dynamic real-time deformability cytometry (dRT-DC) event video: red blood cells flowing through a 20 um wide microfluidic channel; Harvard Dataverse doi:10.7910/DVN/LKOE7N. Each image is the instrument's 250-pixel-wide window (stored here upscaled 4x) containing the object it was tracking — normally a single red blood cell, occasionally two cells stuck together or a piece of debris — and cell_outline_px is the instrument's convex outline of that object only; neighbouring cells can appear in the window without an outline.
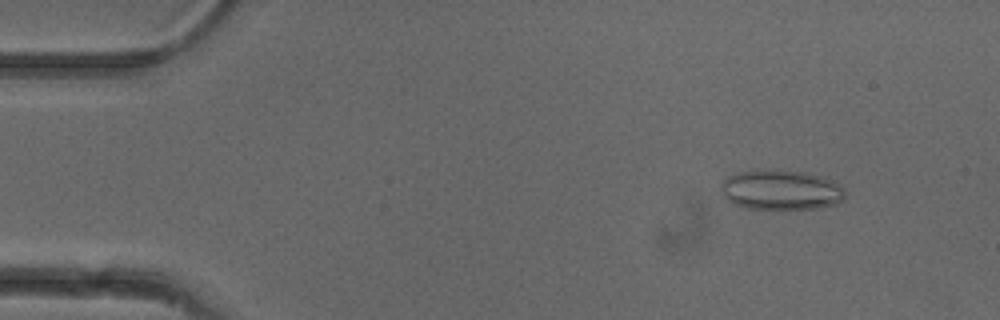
{"species": "common noctule bat (a hibernating species)", "species_latin": "Nyctalus noctula", "temperature_condition": "cold", "stored_images_in_passage": 52, "camera_frame_rate_fps": 3000, "um_per_image_px": 0.085, "animal": {"sex": "female"}, "frame": {"image": 1, "passage_image": 6, "time_ms": 1.667, "image_size_px": [1000, 320], "cell_outline_px": [[844, 200], [836, 204], [816, 208], [752, 208], [736, 204], [728, 200], [724, 196], [720, 188], [720, 184], [728, 176], [736, 172], [772, 168], [804, 172], [824, 176], [844, 188]], "centroid_in_image_um": [66.38, 16.11], "position_along_channel_um": 18.6, "area_um2": 28.96}}
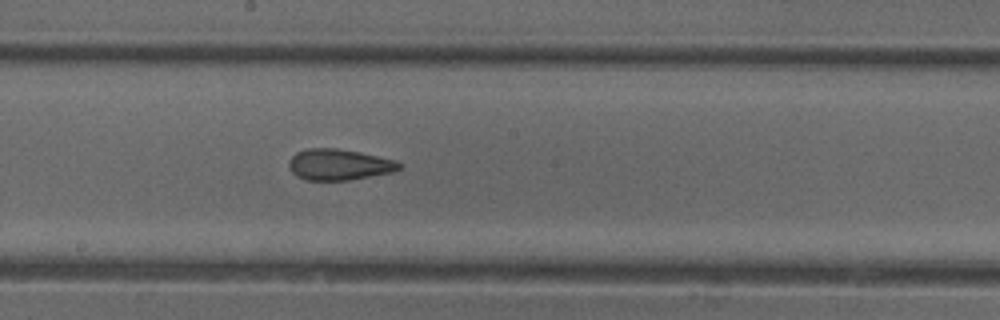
{"frame": {"image": 2, "passage_image": 28, "time_ms": 9.0, "image_size_px": [1000, 320], "cell_outline_px": [[400, 168], [392, 172], [348, 180], [304, 180], [296, 176], [288, 168], [288, 160], [296, 152], [308, 148], [336, 148], [360, 152], [396, 160], [400, 164]], "centroid_in_image_um": [28.76, 13.98], "position_along_channel_um": 219.4, "area_um2": 20.0}}
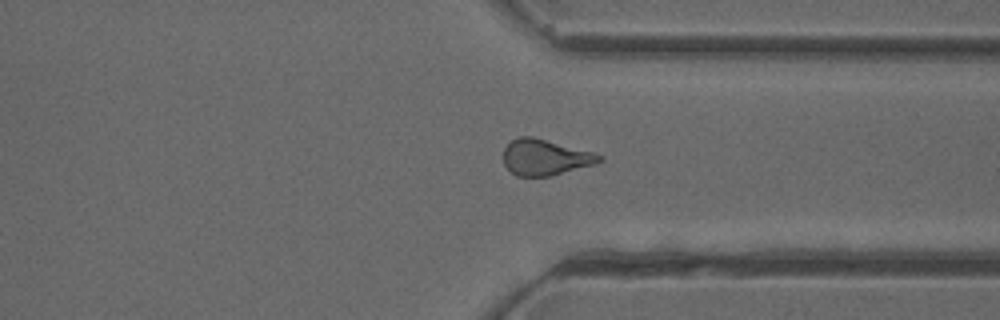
{"frame": {"image": 3, "passage_image": 39, "time_ms": 12.667, "image_size_px": [1000, 320], "cell_outline_px": [[604, 160], [596, 164], [552, 176], [516, 176], [504, 164], [504, 148], [512, 140], [520, 136], [532, 136], [596, 152], [604, 156]], "centroid_in_image_um": [46.41, 13.37], "position_along_channel_um": 365.0, "area_um2": 20.35}, "authors_computed_cell_mechanics": {"area_um2": 20.808, "velocity_mm_per_s": 3.9892, "shape_relaxation_time_tau1_ms": null, "shape_relaxation_time_tau2_ms": 2.0077, "deformation_change_tau1": null, "deformation_change_tau2": 0.0865}}